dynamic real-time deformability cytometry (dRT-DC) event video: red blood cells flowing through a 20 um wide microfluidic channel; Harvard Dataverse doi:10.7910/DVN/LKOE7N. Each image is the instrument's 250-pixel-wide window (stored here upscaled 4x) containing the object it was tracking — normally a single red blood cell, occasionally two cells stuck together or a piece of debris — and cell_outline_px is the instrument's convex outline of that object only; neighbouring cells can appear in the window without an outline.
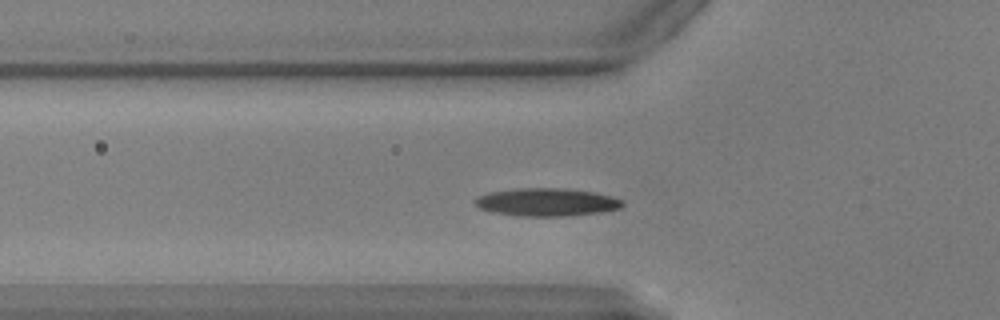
{"species": "common noctule bat (a hibernating species)", "species_latin": "Nyctalus noctula", "temperature_condition": "warm", "stored_images_in_passage": 45, "camera_frame_rate_fps": 3000, "um_per_image_px": 0.085, "animal": {"sex": "male", "body_mass_g": 17.9, "forearm_length_mm": 54.2}, "frame": {"image": 1, "passage_image": 10, "time_ms": 3.0, "image_size_px": [1000, 320], "cell_outline_px": [[624, 204], [620, 208], [600, 212], [568, 216], [516, 216], [492, 212], [480, 208], [476, 204], [476, 200], [480, 196], [492, 192], [516, 188], [560, 188], [592, 192], [612, 196], [624, 200]], "centroid_in_image_um": [46.51, 17.19], "position_along_channel_um": 79.3, "area_um2": 23.81}}
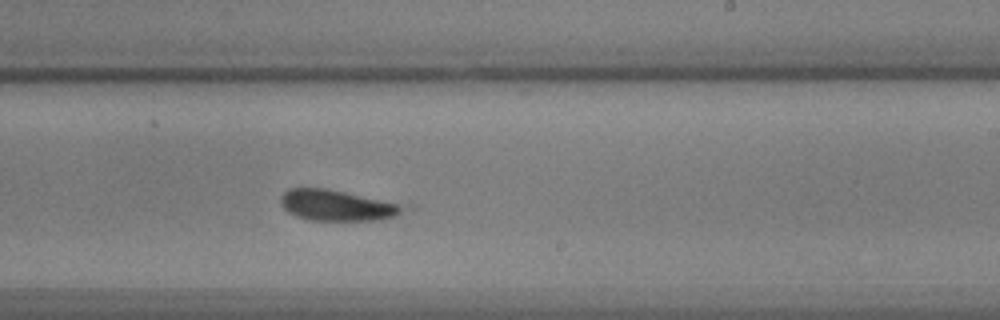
{"frame": {"image": 2, "passage_image": 24, "time_ms": 7.667, "image_size_px": [1000, 320], "cell_outline_px": [[416, 208], [396, 216], [380, 220], [308, 220], [296, 216], [288, 212], [280, 204], [280, 196], [288, 188], [328, 188], [416, 204]], "centroid_in_image_um": [28.9, 17.44], "position_along_channel_um": 260.1, "area_um2": 23.52}}
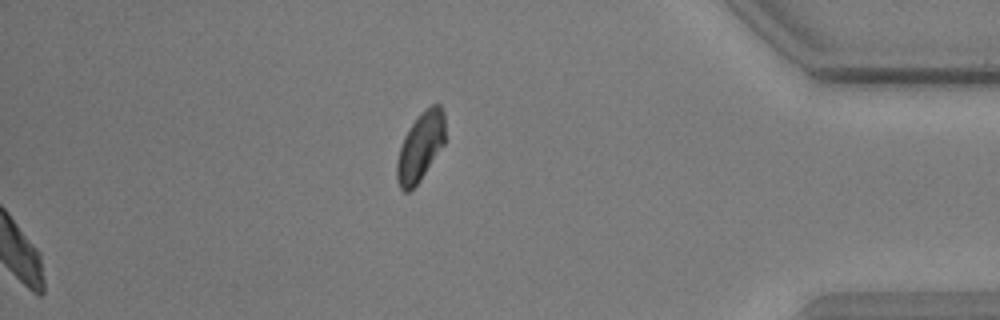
{"frame": {"image": 3, "passage_image": 45, "time_ms": 14.667, "image_size_px": [1000, 320], "cell_outline_px": [[444, 144], [420, 180], [408, 192], [404, 192], [400, 188], [396, 180], [396, 164], [400, 148], [404, 136], [412, 124], [432, 104], [440, 104], [444, 112]], "centroid_in_image_um": [35.72, 12.51], "position_along_channel_um": 399.5, "area_um2": 18.84}, "authors_computed_cell_mechanics": {"area_um2": 23.0622, "velocity_mm_per_s": 3.8643, "shape_relaxation_time_tau1_ms": 2.4235, "shape_relaxation_time_tau2_ms": null, "deformation_change_tau1": 0.0706, "deformation_change_tau2": null}}